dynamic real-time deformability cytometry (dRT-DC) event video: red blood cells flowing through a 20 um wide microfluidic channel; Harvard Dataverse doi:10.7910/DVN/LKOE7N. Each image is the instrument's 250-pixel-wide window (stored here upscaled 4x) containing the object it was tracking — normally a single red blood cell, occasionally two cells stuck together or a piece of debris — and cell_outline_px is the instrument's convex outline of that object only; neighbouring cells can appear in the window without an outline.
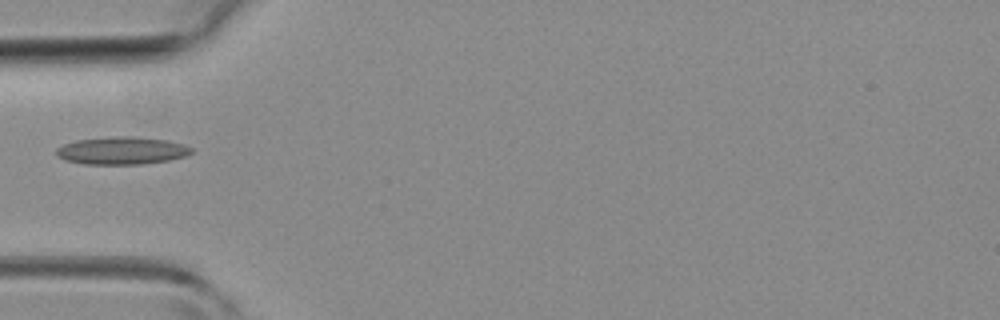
{"species": "common noctule bat (a hibernating species)", "species_latin": "Nyctalus noctula", "temperature_condition": "room temperature", "stored_images_in_passage": 31, "camera_frame_rate_fps": 3000, "um_per_image_px": 0.085, "animal": {"sex": "female", "body_mass_g": 19.3, "forearm_length_mm": 54.1}, "frame": {"image": 1, "passage_image": 1, "time_ms": 0.0, "image_size_px": [1000, 320], "cell_outline_px": [[192, 152], [184, 156], [168, 160], [140, 164], [84, 164], [64, 160], [56, 156], [56, 148], [64, 144], [76, 140], [116, 136], [132, 136], [168, 140], [184, 144], [192, 148]], "centroid_in_image_um": [10.33, 12.8], "position_along_channel_um": 74.7, "area_um2": 21.73}}
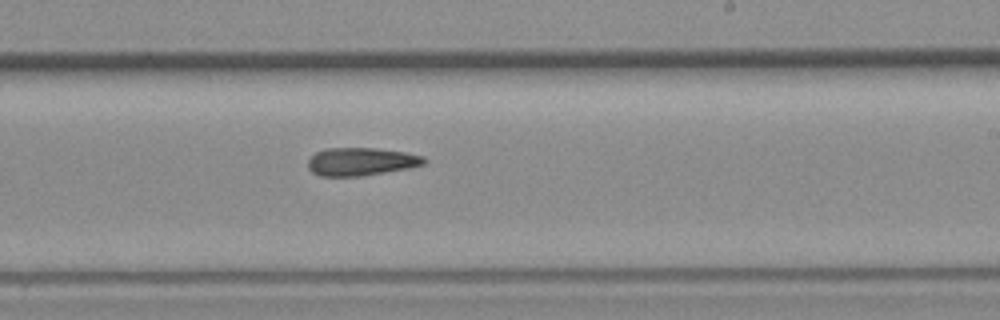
{"frame": {"image": 2, "passage_image": 13, "time_ms": 4.0, "image_size_px": [1000, 320], "cell_outline_px": [[428, 160], [424, 164], [408, 168], [364, 176], [320, 176], [312, 172], [308, 168], [308, 160], [316, 152], [324, 148], [372, 148], [404, 152], [424, 156]], "centroid_in_image_um": [30.68, 13.74], "position_along_channel_um": 258.3, "area_um2": 18.96}}
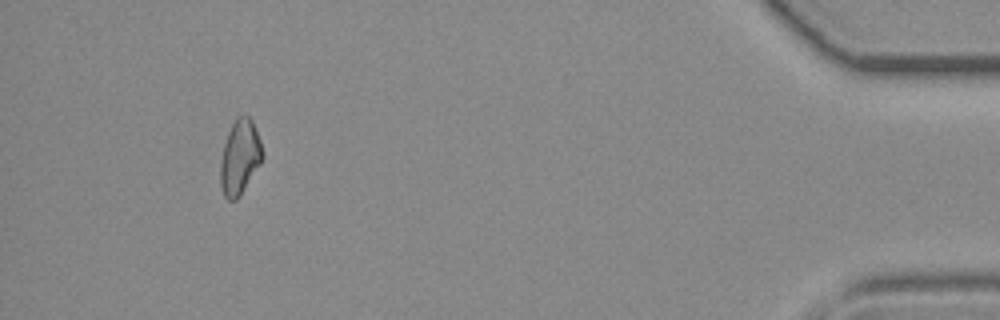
{"frame": {"image": 3, "passage_image": 28, "time_ms": 9.0, "image_size_px": [1000, 320], "cell_outline_px": [[264, 156], [260, 164], [240, 196], [236, 200], [228, 200], [224, 196], [220, 184], [220, 164], [224, 144], [228, 132], [236, 116], [248, 116], [252, 120], [256, 128], [260, 140]], "centroid_in_image_um": [20.39, 13.37], "position_along_channel_um": 414.8, "area_um2": 18.32}}